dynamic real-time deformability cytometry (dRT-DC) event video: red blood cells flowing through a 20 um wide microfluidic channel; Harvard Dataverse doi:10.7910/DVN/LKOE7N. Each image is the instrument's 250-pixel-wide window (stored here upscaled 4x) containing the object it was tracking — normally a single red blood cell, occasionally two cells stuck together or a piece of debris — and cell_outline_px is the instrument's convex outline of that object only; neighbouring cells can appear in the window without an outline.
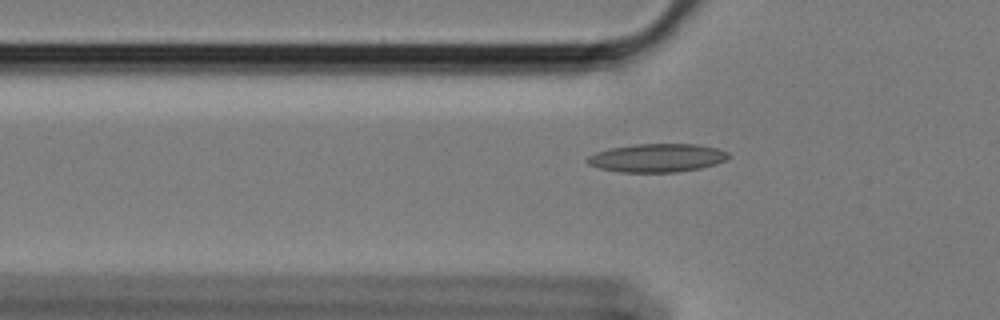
{"species": "Egyptian fruit bat (a non-hibernating species)", "species_latin": "Rousettus aegyptiacus", "temperature_condition": "cold", "stored_images_in_passage": 60, "camera_frame_rate_fps": 3000, "um_per_image_px": 0.085, "animal": {"sex": "female"}, "frame": {"image": 1, "passage_image": 20, "time_ms": 6.333, "image_size_px": [1000, 320], "cell_outline_px": [[732, 156], [716, 164], [700, 168], [676, 172], [620, 172], [600, 168], [588, 164], [584, 160], [588, 156], [596, 152], [608, 148], [636, 144], [696, 144], [716, 148], [728, 152]], "centroid_in_image_um": [55.83, 13.42], "position_along_channel_um": 70.0, "area_um2": 23.41}}
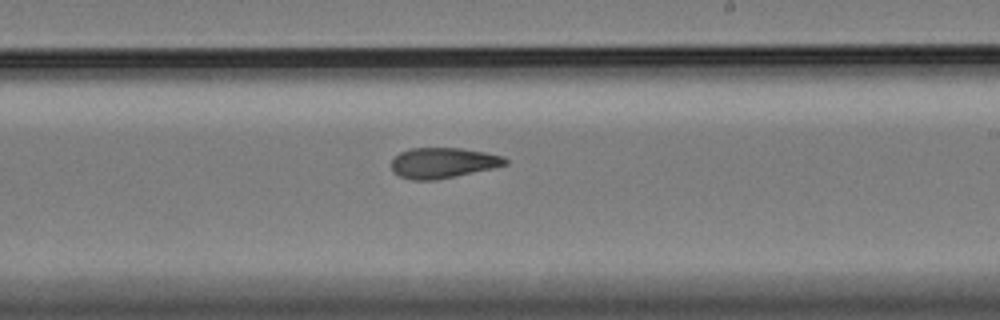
{"frame": {"image": 2, "passage_image": 36, "time_ms": 11.667, "image_size_px": [1000, 320], "cell_outline_px": [[508, 164], [492, 168], [456, 176], [436, 180], [412, 180], [400, 176], [392, 172], [392, 160], [400, 152], [408, 148], [460, 148], [484, 152], [504, 156], [508, 160]], "centroid_in_image_um": [37.64, 13.84], "position_along_channel_um": 251.4, "area_um2": 20.23}}
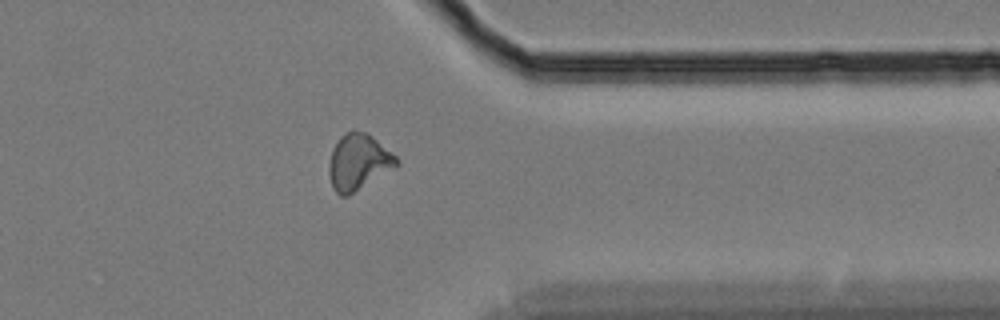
{"frame": {"image": 3, "passage_image": 48, "time_ms": 15.667, "image_size_px": [1000, 320], "cell_outline_px": [[400, 164], [396, 168], [348, 196], [340, 196], [332, 188], [328, 172], [328, 164], [332, 148], [340, 136], [344, 132], [352, 128], [364, 132], [372, 136], [396, 156], [400, 160]], "centroid_in_image_um": [30.46, 13.77], "position_along_channel_um": 380.9, "area_um2": 22.54}, "authors_computed_cell_mechanics": {"area_um2": 20.9814, "velocity_mm_per_s": 3.394, "shape_relaxation_time_tau1_ms": null, "shape_relaxation_time_tau2_ms": 4.1497, "deformation_change_tau1": null, "deformation_change_tau2": 0.1085}}